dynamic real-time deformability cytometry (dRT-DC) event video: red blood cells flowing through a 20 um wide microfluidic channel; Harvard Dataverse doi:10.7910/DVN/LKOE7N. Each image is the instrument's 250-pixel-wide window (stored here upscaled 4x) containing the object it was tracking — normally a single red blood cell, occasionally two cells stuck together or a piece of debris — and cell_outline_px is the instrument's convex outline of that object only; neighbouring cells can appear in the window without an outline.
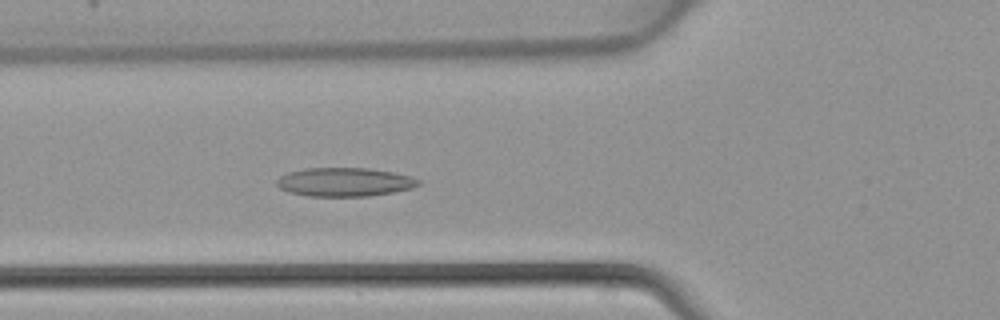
{"species": "common noctule bat (a hibernating species)", "species_latin": "Nyctalus noctula", "temperature_condition": "warm", "stored_images_in_passage": 44, "camera_frame_rate_fps": 3000, "um_per_image_px": 0.085, "animal": {"sex": "female", "body_mass_g": 22.7, "forearm_length_mm": 54.2}, "frame": {"image": 1, "passage_image": 16, "time_ms": 5.0, "image_size_px": [1000, 320], "cell_outline_px": [[420, 184], [412, 188], [392, 192], [368, 196], [308, 196], [288, 192], [280, 188], [276, 184], [276, 180], [280, 176], [288, 172], [304, 168], [368, 168], [392, 172], [412, 176], [420, 180]], "centroid_in_image_um": [29.27, 15.47], "position_along_channel_um": 96.5, "area_um2": 23.76}}
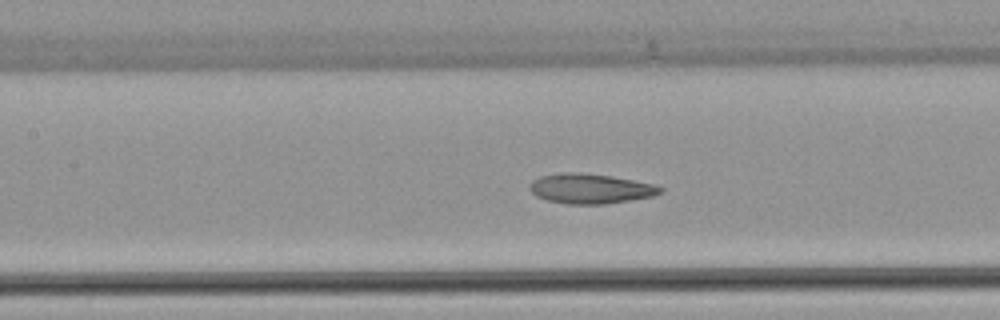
{"frame": {"image": 2, "passage_image": 20, "time_ms": 6.333, "image_size_px": [1000, 320], "cell_outline_px": [[664, 192], [652, 196], [604, 204], [568, 204], [548, 200], [536, 196], [528, 188], [528, 184], [532, 180], [540, 176], [564, 172], [580, 172], [612, 176], [652, 184], [664, 188]], "centroid_in_image_um": [50.15, 16.02], "position_along_channel_um": 157.3, "area_um2": 22.72}}
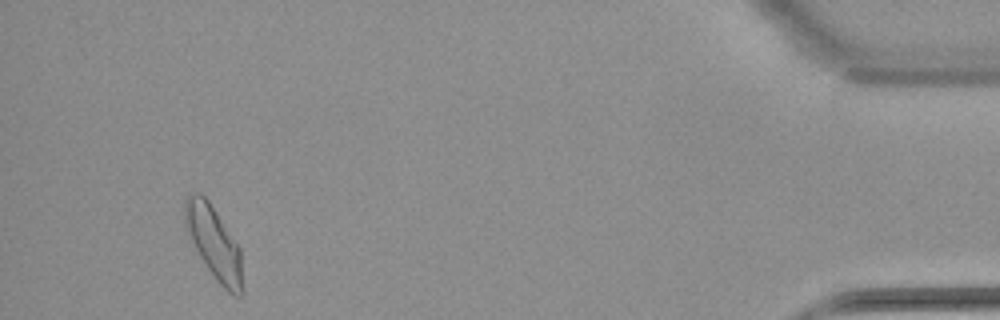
{"frame": {"image": 3, "passage_image": 42, "time_ms": 13.667, "image_size_px": [1000, 320], "cell_outline_px": [[244, 292], [240, 296], [236, 296], [228, 292], [216, 280], [200, 256], [188, 236], [184, 228], [184, 200], [188, 192], [200, 192], [208, 200], [240, 248], [244, 288]], "centroid_in_image_um": [18.17, 20.63], "position_along_channel_um": 417.0, "area_um2": 24.68}}